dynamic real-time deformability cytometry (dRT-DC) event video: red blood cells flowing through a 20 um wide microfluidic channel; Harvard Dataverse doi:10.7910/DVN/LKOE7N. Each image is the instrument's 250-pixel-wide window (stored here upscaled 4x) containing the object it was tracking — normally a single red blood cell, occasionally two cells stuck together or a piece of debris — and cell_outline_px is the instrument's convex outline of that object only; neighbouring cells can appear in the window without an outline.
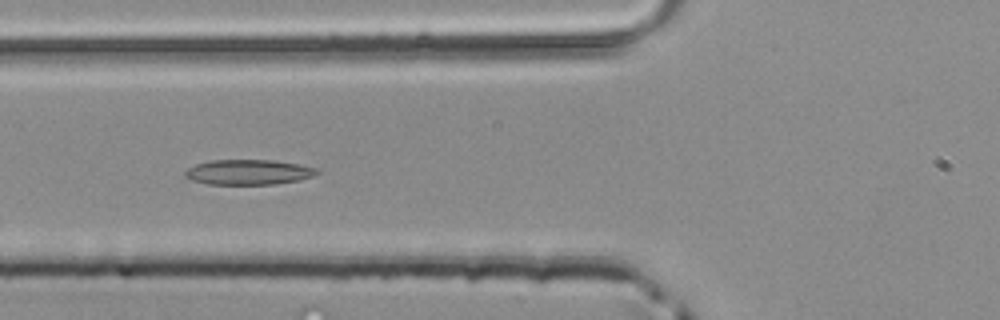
{"species": "common noctule bat (a hibernating species)", "species_latin": "Nyctalus noctula", "temperature_condition": "room temperature", "stored_images_in_passage": 44, "camera_frame_rate_fps": 3000, "um_per_image_px": 0.085, "animal": {"sex": "male", "body_mass_g": 20.4}, "frame": {"image": 1, "passage_image": 14, "time_ms": 4.333, "image_size_px": [1000, 320], "cell_outline_px": [[320, 172], [312, 176], [300, 180], [272, 184], [208, 184], [192, 180], [184, 176], [184, 172], [188, 168], [196, 164], [212, 160], [272, 160], [296, 164], [316, 168]], "centroid_in_image_um": [21.09, 14.63], "position_along_channel_um": 104.7, "area_um2": 19.13}}
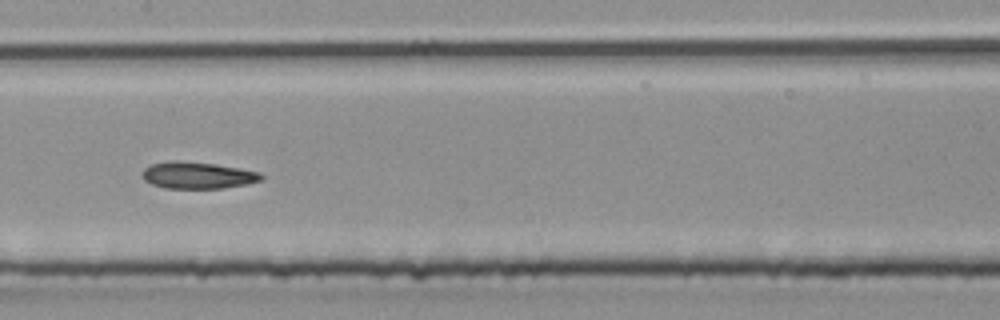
{"frame": {"image": 2, "passage_image": 20, "time_ms": 6.333, "image_size_px": [1000, 320], "cell_outline_px": [[264, 176], [260, 180], [244, 184], [224, 188], [164, 188], [152, 184], [144, 180], [144, 168], [152, 164], [168, 160], [176, 160], [212, 164], [260, 172]], "centroid_in_image_um": [16.76, 14.9], "position_along_channel_um": 190.6, "area_um2": 18.21}}
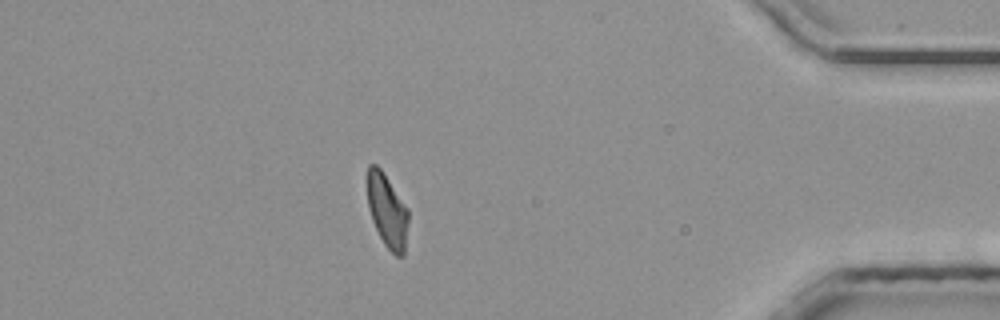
{"frame": {"image": 3, "passage_image": 38, "time_ms": 12.333, "image_size_px": [1000, 320], "cell_outline_px": [[408, 224], [404, 256], [396, 256], [384, 244], [372, 220], [368, 208], [368, 164], [376, 164], [380, 168], [408, 208]], "centroid_in_image_um": [32.93, 17.93], "position_along_channel_um": 402.3, "area_um2": 17.4}}